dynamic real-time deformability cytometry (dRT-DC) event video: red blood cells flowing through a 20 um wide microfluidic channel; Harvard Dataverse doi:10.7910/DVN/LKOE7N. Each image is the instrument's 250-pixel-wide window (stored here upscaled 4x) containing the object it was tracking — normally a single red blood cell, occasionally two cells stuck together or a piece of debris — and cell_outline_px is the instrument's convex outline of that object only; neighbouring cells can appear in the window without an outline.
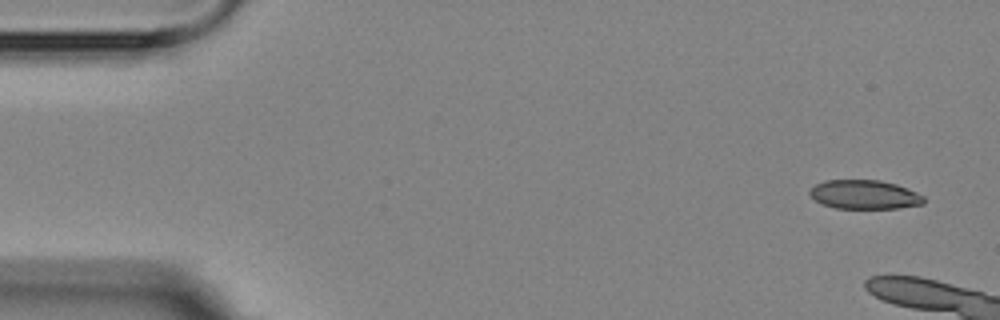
{"species": "Egyptian fruit bat (a non-hibernating species)", "species_latin": "Rousettus aegyptiacus", "temperature_condition": "room temperature", "stored_images_in_passage": 3, "camera_frame_rate_fps": 3000, "um_per_image_px": 0.085, "animal": {"sex": "female"}, "frame": {"image": 1, "passage_image": 1, "time_ms": 0.0, "image_size_px": [1000, 320], "cell_outline_px": [[924, 204], [900, 208], [836, 208], [824, 204], [816, 200], [808, 192], [816, 184], [824, 180], [880, 180], [896, 184], [908, 188], [924, 196]], "centroid_in_image_um": [73.51, 16.53], "position_along_channel_um": 11.5, "area_um2": 19.19}}